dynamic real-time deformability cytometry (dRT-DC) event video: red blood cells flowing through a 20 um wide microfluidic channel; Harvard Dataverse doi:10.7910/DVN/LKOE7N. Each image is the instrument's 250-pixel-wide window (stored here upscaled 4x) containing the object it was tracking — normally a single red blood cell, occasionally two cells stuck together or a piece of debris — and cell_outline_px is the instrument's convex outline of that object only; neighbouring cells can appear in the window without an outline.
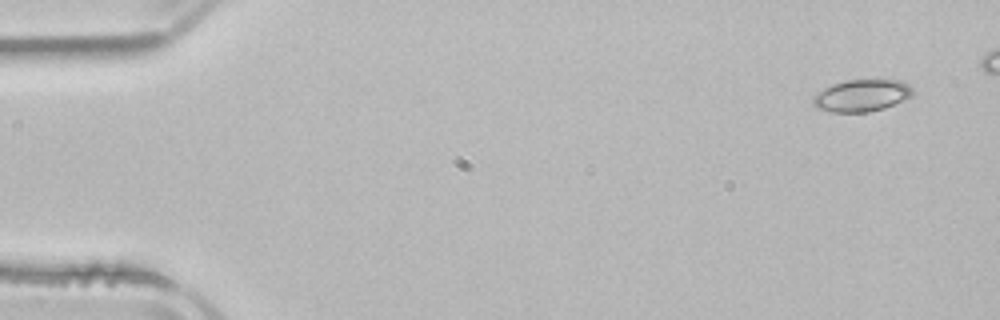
{"species": "common noctule bat (a hibernating species)", "species_latin": "Nyctalus noctula", "temperature_condition": "room temperature", "stored_images_in_passage": 5, "camera_frame_rate_fps": 3000, "um_per_image_px": 0.085, "animal": {"sex": "male", "body_mass_g": 21.5, "forearm_length_mm": 52.0}, "frame": {"image": 1, "passage_image": 1, "time_ms": 0.0, "image_size_px": [1000, 320], "cell_outline_px": [[912, 96], [904, 100], [884, 108], [868, 112], [832, 112], [816, 108], [812, 104], [812, 96], [816, 92], [832, 84], [848, 80], [900, 80], [908, 84], [912, 88]], "centroid_in_image_um": [73.21, 8.12], "position_along_channel_um": 11.8, "area_um2": 18.67}}
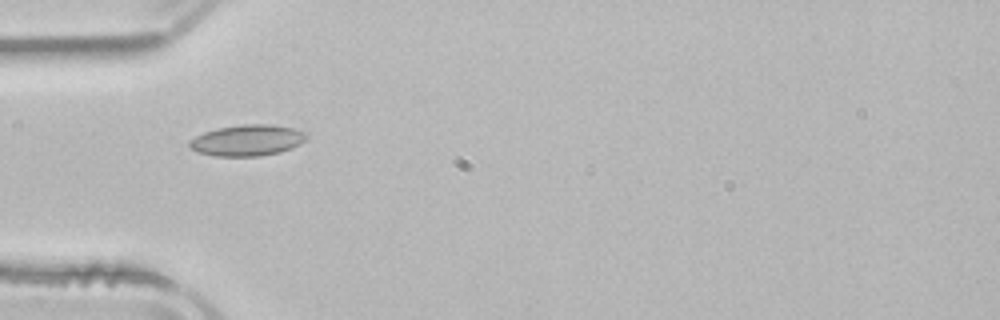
{"frame": {"image": 2, "passage_image": 5, "time_ms": 7.0, "image_size_px": [1000, 320], "cell_outline_px": [[308, 136], [300, 144], [292, 148], [280, 152], [260, 156], [216, 156], [200, 152], [188, 148], [188, 140], [204, 132], [216, 128], [244, 124], [272, 124], [292, 128], [304, 132]], "centroid_in_image_um": [21.0, 11.92], "position_along_channel_um": 64.0, "area_um2": 21.27}}